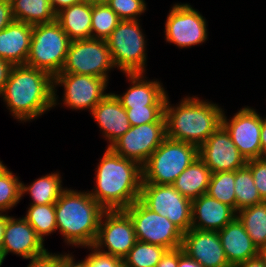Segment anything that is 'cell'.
Returning a JSON list of instances; mask_svg holds the SVG:
<instances>
[{
  "mask_svg": "<svg viewBox=\"0 0 266 267\" xmlns=\"http://www.w3.org/2000/svg\"><path fill=\"white\" fill-rule=\"evenodd\" d=\"M13 117L31 121L54 107V77L27 65H13L0 94Z\"/></svg>",
  "mask_w": 266,
  "mask_h": 267,
  "instance_id": "cell-1",
  "label": "cell"
},
{
  "mask_svg": "<svg viewBox=\"0 0 266 267\" xmlns=\"http://www.w3.org/2000/svg\"><path fill=\"white\" fill-rule=\"evenodd\" d=\"M96 168V186L90 195L105 210H124L140 199L142 166L107 147Z\"/></svg>",
  "mask_w": 266,
  "mask_h": 267,
  "instance_id": "cell-2",
  "label": "cell"
},
{
  "mask_svg": "<svg viewBox=\"0 0 266 267\" xmlns=\"http://www.w3.org/2000/svg\"><path fill=\"white\" fill-rule=\"evenodd\" d=\"M223 111L218 105L196 96H187L176 107L171 106L167 96L166 137L199 148L222 125Z\"/></svg>",
  "mask_w": 266,
  "mask_h": 267,
  "instance_id": "cell-3",
  "label": "cell"
},
{
  "mask_svg": "<svg viewBox=\"0 0 266 267\" xmlns=\"http://www.w3.org/2000/svg\"><path fill=\"white\" fill-rule=\"evenodd\" d=\"M105 211L88 191L66 188L55 203L57 230L69 245L92 246Z\"/></svg>",
  "mask_w": 266,
  "mask_h": 267,
  "instance_id": "cell-4",
  "label": "cell"
},
{
  "mask_svg": "<svg viewBox=\"0 0 266 267\" xmlns=\"http://www.w3.org/2000/svg\"><path fill=\"white\" fill-rule=\"evenodd\" d=\"M196 158L197 146L166 137L142 166V183L172 185Z\"/></svg>",
  "mask_w": 266,
  "mask_h": 267,
  "instance_id": "cell-5",
  "label": "cell"
},
{
  "mask_svg": "<svg viewBox=\"0 0 266 267\" xmlns=\"http://www.w3.org/2000/svg\"><path fill=\"white\" fill-rule=\"evenodd\" d=\"M70 43L71 40L56 20L33 25L25 65L44 70L54 77L64 67Z\"/></svg>",
  "mask_w": 266,
  "mask_h": 267,
  "instance_id": "cell-6",
  "label": "cell"
},
{
  "mask_svg": "<svg viewBox=\"0 0 266 267\" xmlns=\"http://www.w3.org/2000/svg\"><path fill=\"white\" fill-rule=\"evenodd\" d=\"M139 20H121L106 39L114 67L122 73H145L146 41Z\"/></svg>",
  "mask_w": 266,
  "mask_h": 267,
  "instance_id": "cell-7",
  "label": "cell"
},
{
  "mask_svg": "<svg viewBox=\"0 0 266 267\" xmlns=\"http://www.w3.org/2000/svg\"><path fill=\"white\" fill-rule=\"evenodd\" d=\"M124 211L133 222L137 240L159 245L167 250L182 246L184 233L167 217L150 210L140 199Z\"/></svg>",
  "mask_w": 266,
  "mask_h": 267,
  "instance_id": "cell-8",
  "label": "cell"
},
{
  "mask_svg": "<svg viewBox=\"0 0 266 267\" xmlns=\"http://www.w3.org/2000/svg\"><path fill=\"white\" fill-rule=\"evenodd\" d=\"M114 68L106 40L84 39L71 41L64 67L60 73H72L108 79Z\"/></svg>",
  "mask_w": 266,
  "mask_h": 267,
  "instance_id": "cell-9",
  "label": "cell"
},
{
  "mask_svg": "<svg viewBox=\"0 0 266 267\" xmlns=\"http://www.w3.org/2000/svg\"><path fill=\"white\" fill-rule=\"evenodd\" d=\"M140 200L150 210L167 217L183 233L191 229L192 200L182 196L173 185L142 183Z\"/></svg>",
  "mask_w": 266,
  "mask_h": 267,
  "instance_id": "cell-10",
  "label": "cell"
},
{
  "mask_svg": "<svg viewBox=\"0 0 266 267\" xmlns=\"http://www.w3.org/2000/svg\"><path fill=\"white\" fill-rule=\"evenodd\" d=\"M64 87L63 104L72 110L93 108L104 99L109 93H105L108 80L89 75L58 73L54 76V105H57L58 85Z\"/></svg>",
  "mask_w": 266,
  "mask_h": 267,
  "instance_id": "cell-11",
  "label": "cell"
},
{
  "mask_svg": "<svg viewBox=\"0 0 266 267\" xmlns=\"http://www.w3.org/2000/svg\"><path fill=\"white\" fill-rule=\"evenodd\" d=\"M136 242L134 225L129 215L124 210H106L92 246L123 260Z\"/></svg>",
  "mask_w": 266,
  "mask_h": 267,
  "instance_id": "cell-12",
  "label": "cell"
},
{
  "mask_svg": "<svg viewBox=\"0 0 266 267\" xmlns=\"http://www.w3.org/2000/svg\"><path fill=\"white\" fill-rule=\"evenodd\" d=\"M166 138V122L131 126L109 148L123 158L143 166Z\"/></svg>",
  "mask_w": 266,
  "mask_h": 267,
  "instance_id": "cell-13",
  "label": "cell"
},
{
  "mask_svg": "<svg viewBox=\"0 0 266 267\" xmlns=\"http://www.w3.org/2000/svg\"><path fill=\"white\" fill-rule=\"evenodd\" d=\"M205 17L190 4H174L165 22V40L180 48L200 45L207 40Z\"/></svg>",
  "mask_w": 266,
  "mask_h": 267,
  "instance_id": "cell-14",
  "label": "cell"
},
{
  "mask_svg": "<svg viewBox=\"0 0 266 267\" xmlns=\"http://www.w3.org/2000/svg\"><path fill=\"white\" fill-rule=\"evenodd\" d=\"M222 115V126L230 134V137L239 152L248 161L262 158L260 133L262 117L250 107L241 108L234 116L227 121Z\"/></svg>",
  "mask_w": 266,
  "mask_h": 267,
  "instance_id": "cell-15",
  "label": "cell"
},
{
  "mask_svg": "<svg viewBox=\"0 0 266 267\" xmlns=\"http://www.w3.org/2000/svg\"><path fill=\"white\" fill-rule=\"evenodd\" d=\"M198 157L212 174L236 171L247 164V160L239 152L230 134L222 125L198 148Z\"/></svg>",
  "mask_w": 266,
  "mask_h": 267,
  "instance_id": "cell-16",
  "label": "cell"
},
{
  "mask_svg": "<svg viewBox=\"0 0 266 267\" xmlns=\"http://www.w3.org/2000/svg\"><path fill=\"white\" fill-rule=\"evenodd\" d=\"M181 248L203 267H232L225 256L218 232L191 228L183 234Z\"/></svg>",
  "mask_w": 266,
  "mask_h": 267,
  "instance_id": "cell-17",
  "label": "cell"
},
{
  "mask_svg": "<svg viewBox=\"0 0 266 267\" xmlns=\"http://www.w3.org/2000/svg\"><path fill=\"white\" fill-rule=\"evenodd\" d=\"M43 244L44 241L24 217L16 219L6 215L2 249L3 260L10 252L24 259L39 256L47 251Z\"/></svg>",
  "mask_w": 266,
  "mask_h": 267,
  "instance_id": "cell-18",
  "label": "cell"
},
{
  "mask_svg": "<svg viewBox=\"0 0 266 267\" xmlns=\"http://www.w3.org/2000/svg\"><path fill=\"white\" fill-rule=\"evenodd\" d=\"M192 229L218 232L237 217L229 205L210 197L207 193L192 200Z\"/></svg>",
  "mask_w": 266,
  "mask_h": 267,
  "instance_id": "cell-19",
  "label": "cell"
},
{
  "mask_svg": "<svg viewBox=\"0 0 266 267\" xmlns=\"http://www.w3.org/2000/svg\"><path fill=\"white\" fill-rule=\"evenodd\" d=\"M90 114L108 139V148L131 128L126 109L113 93L102 99Z\"/></svg>",
  "mask_w": 266,
  "mask_h": 267,
  "instance_id": "cell-20",
  "label": "cell"
},
{
  "mask_svg": "<svg viewBox=\"0 0 266 267\" xmlns=\"http://www.w3.org/2000/svg\"><path fill=\"white\" fill-rule=\"evenodd\" d=\"M143 75L144 73H126L132 85L122 95L113 93L124 108L165 106L168 94L163 85L157 80H146Z\"/></svg>",
  "mask_w": 266,
  "mask_h": 267,
  "instance_id": "cell-21",
  "label": "cell"
},
{
  "mask_svg": "<svg viewBox=\"0 0 266 267\" xmlns=\"http://www.w3.org/2000/svg\"><path fill=\"white\" fill-rule=\"evenodd\" d=\"M33 25L14 20L0 31V58L12 65H25L32 38Z\"/></svg>",
  "mask_w": 266,
  "mask_h": 267,
  "instance_id": "cell-22",
  "label": "cell"
},
{
  "mask_svg": "<svg viewBox=\"0 0 266 267\" xmlns=\"http://www.w3.org/2000/svg\"><path fill=\"white\" fill-rule=\"evenodd\" d=\"M218 234L225 256L232 267L258 255L259 249L237 217L218 231Z\"/></svg>",
  "mask_w": 266,
  "mask_h": 267,
  "instance_id": "cell-23",
  "label": "cell"
},
{
  "mask_svg": "<svg viewBox=\"0 0 266 267\" xmlns=\"http://www.w3.org/2000/svg\"><path fill=\"white\" fill-rule=\"evenodd\" d=\"M92 5L81 2L62 9L56 21L71 41L91 39Z\"/></svg>",
  "mask_w": 266,
  "mask_h": 267,
  "instance_id": "cell-24",
  "label": "cell"
},
{
  "mask_svg": "<svg viewBox=\"0 0 266 267\" xmlns=\"http://www.w3.org/2000/svg\"><path fill=\"white\" fill-rule=\"evenodd\" d=\"M211 175V170L198 157L176 178L172 185L182 196L193 200L207 193Z\"/></svg>",
  "mask_w": 266,
  "mask_h": 267,
  "instance_id": "cell-25",
  "label": "cell"
},
{
  "mask_svg": "<svg viewBox=\"0 0 266 267\" xmlns=\"http://www.w3.org/2000/svg\"><path fill=\"white\" fill-rule=\"evenodd\" d=\"M14 19L27 24L36 25L51 23L56 20V14L49 0H10Z\"/></svg>",
  "mask_w": 266,
  "mask_h": 267,
  "instance_id": "cell-26",
  "label": "cell"
},
{
  "mask_svg": "<svg viewBox=\"0 0 266 267\" xmlns=\"http://www.w3.org/2000/svg\"><path fill=\"white\" fill-rule=\"evenodd\" d=\"M65 189L59 172H54L38 178L28 186L21 183V196L29 193L33 200L31 205L52 204L56 203Z\"/></svg>",
  "mask_w": 266,
  "mask_h": 267,
  "instance_id": "cell-27",
  "label": "cell"
},
{
  "mask_svg": "<svg viewBox=\"0 0 266 267\" xmlns=\"http://www.w3.org/2000/svg\"><path fill=\"white\" fill-rule=\"evenodd\" d=\"M237 218L258 249L266 246V201L242 208Z\"/></svg>",
  "mask_w": 266,
  "mask_h": 267,
  "instance_id": "cell-28",
  "label": "cell"
},
{
  "mask_svg": "<svg viewBox=\"0 0 266 267\" xmlns=\"http://www.w3.org/2000/svg\"><path fill=\"white\" fill-rule=\"evenodd\" d=\"M234 190L236 211L264 202L254 184L251 170L247 166L235 171Z\"/></svg>",
  "mask_w": 266,
  "mask_h": 267,
  "instance_id": "cell-29",
  "label": "cell"
},
{
  "mask_svg": "<svg viewBox=\"0 0 266 267\" xmlns=\"http://www.w3.org/2000/svg\"><path fill=\"white\" fill-rule=\"evenodd\" d=\"M166 251L162 246L137 240L122 263L125 267H156Z\"/></svg>",
  "mask_w": 266,
  "mask_h": 267,
  "instance_id": "cell-30",
  "label": "cell"
},
{
  "mask_svg": "<svg viewBox=\"0 0 266 267\" xmlns=\"http://www.w3.org/2000/svg\"><path fill=\"white\" fill-rule=\"evenodd\" d=\"M37 235L44 241L48 236L57 230L55 219V203L30 205L24 217Z\"/></svg>",
  "mask_w": 266,
  "mask_h": 267,
  "instance_id": "cell-31",
  "label": "cell"
},
{
  "mask_svg": "<svg viewBox=\"0 0 266 267\" xmlns=\"http://www.w3.org/2000/svg\"><path fill=\"white\" fill-rule=\"evenodd\" d=\"M120 21L116 12L107 4L92 5L91 37L106 40Z\"/></svg>",
  "mask_w": 266,
  "mask_h": 267,
  "instance_id": "cell-32",
  "label": "cell"
},
{
  "mask_svg": "<svg viewBox=\"0 0 266 267\" xmlns=\"http://www.w3.org/2000/svg\"><path fill=\"white\" fill-rule=\"evenodd\" d=\"M234 184L235 171L213 173L210 178L207 194L236 210Z\"/></svg>",
  "mask_w": 266,
  "mask_h": 267,
  "instance_id": "cell-33",
  "label": "cell"
},
{
  "mask_svg": "<svg viewBox=\"0 0 266 267\" xmlns=\"http://www.w3.org/2000/svg\"><path fill=\"white\" fill-rule=\"evenodd\" d=\"M21 181L7 167L0 172V213L11 210L19 203Z\"/></svg>",
  "mask_w": 266,
  "mask_h": 267,
  "instance_id": "cell-34",
  "label": "cell"
},
{
  "mask_svg": "<svg viewBox=\"0 0 266 267\" xmlns=\"http://www.w3.org/2000/svg\"><path fill=\"white\" fill-rule=\"evenodd\" d=\"M165 106H144L139 108H125L131 126L153 122H166Z\"/></svg>",
  "mask_w": 266,
  "mask_h": 267,
  "instance_id": "cell-35",
  "label": "cell"
},
{
  "mask_svg": "<svg viewBox=\"0 0 266 267\" xmlns=\"http://www.w3.org/2000/svg\"><path fill=\"white\" fill-rule=\"evenodd\" d=\"M107 5L120 20H138V16L146 10L145 0H110Z\"/></svg>",
  "mask_w": 266,
  "mask_h": 267,
  "instance_id": "cell-36",
  "label": "cell"
},
{
  "mask_svg": "<svg viewBox=\"0 0 266 267\" xmlns=\"http://www.w3.org/2000/svg\"><path fill=\"white\" fill-rule=\"evenodd\" d=\"M246 166L251 170L261 198L266 201V157L248 160Z\"/></svg>",
  "mask_w": 266,
  "mask_h": 267,
  "instance_id": "cell-37",
  "label": "cell"
},
{
  "mask_svg": "<svg viewBox=\"0 0 266 267\" xmlns=\"http://www.w3.org/2000/svg\"><path fill=\"white\" fill-rule=\"evenodd\" d=\"M87 248L91 249V253L85 257L89 267H120L122 259L110 254L103 253L97 250L93 246H88Z\"/></svg>",
  "mask_w": 266,
  "mask_h": 267,
  "instance_id": "cell-38",
  "label": "cell"
},
{
  "mask_svg": "<svg viewBox=\"0 0 266 267\" xmlns=\"http://www.w3.org/2000/svg\"><path fill=\"white\" fill-rule=\"evenodd\" d=\"M29 259L30 263L27 267H58L59 265V254H52L48 251Z\"/></svg>",
  "mask_w": 266,
  "mask_h": 267,
  "instance_id": "cell-39",
  "label": "cell"
},
{
  "mask_svg": "<svg viewBox=\"0 0 266 267\" xmlns=\"http://www.w3.org/2000/svg\"><path fill=\"white\" fill-rule=\"evenodd\" d=\"M10 0H0V31L14 21Z\"/></svg>",
  "mask_w": 266,
  "mask_h": 267,
  "instance_id": "cell-40",
  "label": "cell"
},
{
  "mask_svg": "<svg viewBox=\"0 0 266 267\" xmlns=\"http://www.w3.org/2000/svg\"><path fill=\"white\" fill-rule=\"evenodd\" d=\"M179 263V248L167 250L161 257L160 262L156 267H177Z\"/></svg>",
  "mask_w": 266,
  "mask_h": 267,
  "instance_id": "cell-41",
  "label": "cell"
},
{
  "mask_svg": "<svg viewBox=\"0 0 266 267\" xmlns=\"http://www.w3.org/2000/svg\"><path fill=\"white\" fill-rule=\"evenodd\" d=\"M75 259L71 254H59V265L58 267H89L87 261L81 260L80 262H75Z\"/></svg>",
  "mask_w": 266,
  "mask_h": 267,
  "instance_id": "cell-42",
  "label": "cell"
},
{
  "mask_svg": "<svg viewBox=\"0 0 266 267\" xmlns=\"http://www.w3.org/2000/svg\"><path fill=\"white\" fill-rule=\"evenodd\" d=\"M13 65L0 58V94L3 92L6 82L8 81L10 71Z\"/></svg>",
  "mask_w": 266,
  "mask_h": 267,
  "instance_id": "cell-43",
  "label": "cell"
},
{
  "mask_svg": "<svg viewBox=\"0 0 266 267\" xmlns=\"http://www.w3.org/2000/svg\"><path fill=\"white\" fill-rule=\"evenodd\" d=\"M83 2V0H49L50 6L55 14L62 9Z\"/></svg>",
  "mask_w": 266,
  "mask_h": 267,
  "instance_id": "cell-44",
  "label": "cell"
},
{
  "mask_svg": "<svg viewBox=\"0 0 266 267\" xmlns=\"http://www.w3.org/2000/svg\"><path fill=\"white\" fill-rule=\"evenodd\" d=\"M177 267H203L195 259L189 257L183 249L179 248V263Z\"/></svg>",
  "mask_w": 266,
  "mask_h": 267,
  "instance_id": "cell-45",
  "label": "cell"
},
{
  "mask_svg": "<svg viewBox=\"0 0 266 267\" xmlns=\"http://www.w3.org/2000/svg\"><path fill=\"white\" fill-rule=\"evenodd\" d=\"M235 267H265L262 259L257 255L249 260L239 263Z\"/></svg>",
  "mask_w": 266,
  "mask_h": 267,
  "instance_id": "cell-46",
  "label": "cell"
},
{
  "mask_svg": "<svg viewBox=\"0 0 266 267\" xmlns=\"http://www.w3.org/2000/svg\"><path fill=\"white\" fill-rule=\"evenodd\" d=\"M260 142L262 148V157H266V118H262Z\"/></svg>",
  "mask_w": 266,
  "mask_h": 267,
  "instance_id": "cell-47",
  "label": "cell"
},
{
  "mask_svg": "<svg viewBox=\"0 0 266 267\" xmlns=\"http://www.w3.org/2000/svg\"><path fill=\"white\" fill-rule=\"evenodd\" d=\"M6 214L0 213V253L2 254L3 249V237L5 232Z\"/></svg>",
  "mask_w": 266,
  "mask_h": 267,
  "instance_id": "cell-48",
  "label": "cell"
},
{
  "mask_svg": "<svg viewBox=\"0 0 266 267\" xmlns=\"http://www.w3.org/2000/svg\"><path fill=\"white\" fill-rule=\"evenodd\" d=\"M258 255L262 259L264 266L266 267V246L259 249Z\"/></svg>",
  "mask_w": 266,
  "mask_h": 267,
  "instance_id": "cell-49",
  "label": "cell"
},
{
  "mask_svg": "<svg viewBox=\"0 0 266 267\" xmlns=\"http://www.w3.org/2000/svg\"><path fill=\"white\" fill-rule=\"evenodd\" d=\"M88 4L95 5V4H107L110 0H83Z\"/></svg>",
  "mask_w": 266,
  "mask_h": 267,
  "instance_id": "cell-50",
  "label": "cell"
},
{
  "mask_svg": "<svg viewBox=\"0 0 266 267\" xmlns=\"http://www.w3.org/2000/svg\"><path fill=\"white\" fill-rule=\"evenodd\" d=\"M6 166H4V164L2 163V161H0V172L5 168Z\"/></svg>",
  "mask_w": 266,
  "mask_h": 267,
  "instance_id": "cell-51",
  "label": "cell"
},
{
  "mask_svg": "<svg viewBox=\"0 0 266 267\" xmlns=\"http://www.w3.org/2000/svg\"><path fill=\"white\" fill-rule=\"evenodd\" d=\"M3 258H2V254L0 253V267H1V265H2V263H3Z\"/></svg>",
  "mask_w": 266,
  "mask_h": 267,
  "instance_id": "cell-52",
  "label": "cell"
}]
</instances>
